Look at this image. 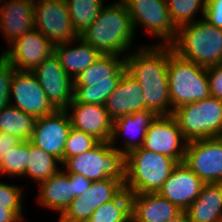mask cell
<instances>
[{
    "mask_svg": "<svg viewBox=\"0 0 222 222\" xmlns=\"http://www.w3.org/2000/svg\"><path fill=\"white\" fill-rule=\"evenodd\" d=\"M138 49L126 54L125 64L127 72L143 89L145 107L155 116L172 114L168 84L169 45H148Z\"/></svg>",
    "mask_w": 222,
    "mask_h": 222,
    "instance_id": "1",
    "label": "cell"
},
{
    "mask_svg": "<svg viewBox=\"0 0 222 222\" xmlns=\"http://www.w3.org/2000/svg\"><path fill=\"white\" fill-rule=\"evenodd\" d=\"M113 3L103 7L80 37L102 55L126 56L136 32L124 2Z\"/></svg>",
    "mask_w": 222,
    "mask_h": 222,
    "instance_id": "2",
    "label": "cell"
},
{
    "mask_svg": "<svg viewBox=\"0 0 222 222\" xmlns=\"http://www.w3.org/2000/svg\"><path fill=\"white\" fill-rule=\"evenodd\" d=\"M126 71L125 56L101 54L74 79L73 100L76 103L105 105Z\"/></svg>",
    "mask_w": 222,
    "mask_h": 222,
    "instance_id": "3",
    "label": "cell"
},
{
    "mask_svg": "<svg viewBox=\"0 0 222 222\" xmlns=\"http://www.w3.org/2000/svg\"><path fill=\"white\" fill-rule=\"evenodd\" d=\"M170 46L178 56L204 68L222 63V29L203 18L178 27Z\"/></svg>",
    "mask_w": 222,
    "mask_h": 222,
    "instance_id": "4",
    "label": "cell"
},
{
    "mask_svg": "<svg viewBox=\"0 0 222 222\" xmlns=\"http://www.w3.org/2000/svg\"><path fill=\"white\" fill-rule=\"evenodd\" d=\"M124 187L130 194L158 193L178 162L138 147L125 155Z\"/></svg>",
    "mask_w": 222,
    "mask_h": 222,
    "instance_id": "5",
    "label": "cell"
},
{
    "mask_svg": "<svg viewBox=\"0 0 222 222\" xmlns=\"http://www.w3.org/2000/svg\"><path fill=\"white\" fill-rule=\"evenodd\" d=\"M168 84L172 114L182 105L211 96L206 68L178 56L171 46H169Z\"/></svg>",
    "mask_w": 222,
    "mask_h": 222,
    "instance_id": "6",
    "label": "cell"
},
{
    "mask_svg": "<svg viewBox=\"0 0 222 222\" xmlns=\"http://www.w3.org/2000/svg\"><path fill=\"white\" fill-rule=\"evenodd\" d=\"M61 166L66 173L81 174L91 181L125 180V154L112 147L110 141H99L87 152L67 158Z\"/></svg>",
    "mask_w": 222,
    "mask_h": 222,
    "instance_id": "7",
    "label": "cell"
},
{
    "mask_svg": "<svg viewBox=\"0 0 222 222\" xmlns=\"http://www.w3.org/2000/svg\"><path fill=\"white\" fill-rule=\"evenodd\" d=\"M173 116L188 141L222 136V100L209 96L182 105Z\"/></svg>",
    "mask_w": 222,
    "mask_h": 222,
    "instance_id": "8",
    "label": "cell"
},
{
    "mask_svg": "<svg viewBox=\"0 0 222 222\" xmlns=\"http://www.w3.org/2000/svg\"><path fill=\"white\" fill-rule=\"evenodd\" d=\"M122 1L127 7L134 30L138 25L143 26L146 32L162 39V45L170 46L175 41L178 28L170 17L166 0Z\"/></svg>",
    "mask_w": 222,
    "mask_h": 222,
    "instance_id": "9",
    "label": "cell"
},
{
    "mask_svg": "<svg viewBox=\"0 0 222 222\" xmlns=\"http://www.w3.org/2000/svg\"><path fill=\"white\" fill-rule=\"evenodd\" d=\"M34 26L54 45L80 37L70 20L65 0H35Z\"/></svg>",
    "mask_w": 222,
    "mask_h": 222,
    "instance_id": "10",
    "label": "cell"
},
{
    "mask_svg": "<svg viewBox=\"0 0 222 222\" xmlns=\"http://www.w3.org/2000/svg\"><path fill=\"white\" fill-rule=\"evenodd\" d=\"M188 140L173 114L155 116L147 129L142 147L155 153L184 161Z\"/></svg>",
    "mask_w": 222,
    "mask_h": 222,
    "instance_id": "11",
    "label": "cell"
},
{
    "mask_svg": "<svg viewBox=\"0 0 222 222\" xmlns=\"http://www.w3.org/2000/svg\"><path fill=\"white\" fill-rule=\"evenodd\" d=\"M183 162L204 183H222V136L188 141Z\"/></svg>",
    "mask_w": 222,
    "mask_h": 222,
    "instance_id": "12",
    "label": "cell"
},
{
    "mask_svg": "<svg viewBox=\"0 0 222 222\" xmlns=\"http://www.w3.org/2000/svg\"><path fill=\"white\" fill-rule=\"evenodd\" d=\"M10 104L35 118L56 110L32 71L16 70L12 78Z\"/></svg>",
    "mask_w": 222,
    "mask_h": 222,
    "instance_id": "13",
    "label": "cell"
},
{
    "mask_svg": "<svg viewBox=\"0 0 222 222\" xmlns=\"http://www.w3.org/2000/svg\"><path fill=\"white\" fill-rule=\"evenodd\" d=\"M32 72L52 106L56 110H66L73 101L74 80L65 72L55 54L42 61Z\"/></svg>",
    "mask_w": 222,
    "mask_h": 222,
    "instance_id": "14",
    "label": "cell"
},
{
    "mask_svg": "<svg viewBox=\"0 0 222 222\" xmlns=\"http://www.w3.org/2000/svg\"><path fill=\"white\" fill-rule=\"evenodd\" d=\"M125 180L106 178L92 181L90 188L81 196L75 197L66 210L59 216V221H78L90 219L92 213L103 203L116 198L124 189Z\"/></svg>",
    "mask_w": 222,
    "mask_h": 222,
    "instance_id": "15",
    "label": "cell"
},
{
    "mask_svg": "<svg viewBox=\"0 0 222 222\" xmlns=\"http://www.w3.org/2000/svg\"><path fill=\"white\" fill-rule=\"evenodd\" d=\"M2 53L16 70L33 71L54 53V44L38 30L33 29L17 38Z\"/></svg>",
    "mask_w": 222,
    "mask_h": 222,
    "instance_id": "16",
    "label": "cell"
},
{
    "mask_svg": "<svg viewBox=\"0 0 222 222\" xmlns=\"http://www.w3.org/2000/svg\"><path fill=\"white\" fill-rule=\"evenodd\" d=\"M71 126L67 110H55L37 118L30 142L64 162V146Z\"/></svg>",
    "mask_w": 222,
    "mask_h": 222,
    "instance_id": "17",
    "label": "cell"
},
{
    "mask_svg": "<svg viewBox=\"0 0 222 222\" xmlns=\"http://www.w3.org/2000/svg\"><path fill=\"white\" fill-rule=\"evenodd\" d=\"M205 183L184 162L178 163L158 193L185 211L199 196Z\"/></svg>",
    "mask_w": 222,
    "mask_h": 222,
    "instance_id": "18",
    "label": "cell"
},
{
    "mask_svg": "<svg viewBox=\"0 0 222 222\" xmlns=\"http://www.w3.org/2000/svg\"><path fill=\"white\" fill-rule=\"evenodd\" d=\"M66 110L73 111L71 114L68 112L72 128L90 134L98 141H110L113 120L105 105L76 103L73 100Z\"/></svg>",
    "mask_w": 222,
    "mask_h": 222,
    "instance_id": "19",
    "label": "cell"
},
{
    "mask_svg": "<svg viewBox=\"0 0 222 222\" xmlns=\"http://www.w3.org/2000/svg\"><path fill=\"white\" fill-rule=\"evenodd\" d=\"M0 0V32L9 44L35 29V0ZM3 2V4H1Z\"/></svg>",
    "mask_w": 222,
    "mask_h": 222,
    "instance_id": "20",
    "label": "cell"
},
{
    "mask_svg": "<svg viewBox=\"0 0 222 222\" xmlns=\"http://www.w3.org/2000/svg\"><path fill=\"white\" fill-rule=\"evenodd\" d=\"M105 108L113 121L123 115L148 110L143 89L129 72L122 75L116 89L108 96Z\"/></svg>",
    "mask_w": 222,
    "mask_h": 222,
    "instance_id": "21",
    "label": "cell"
},
{
    "mask_svg": "<svg viewBox=\"0 0 222 222\" xmlns=\"http://www.w3.org/2000/svg\"><path fill=\"white\" fill-rule=\"evenodd\" d=\"M182 212L159 193L131 194L133 222H167Z\"/></svg>",
    "mask_w": 222,
    "mask_h": 222,
    "instance_id": "22",
    "label": "cell"
},
{
    "mask_svg": "<svg viewBox=\"0 0 222 222\" xmlns=\"http://www.w3.org/2000/svg\"><path fill=\"white\" fill-rule=\"evenodd\" d=\"M154 117L155 115L151 111L143 110L116 118L113 121L112 136L110 138L111 146L118 148L125 155L133 149L142 147L148 126ZM119 135L120 137H122L121 135L126 136L125 141L122 142L124 146L120 148L116 146ZM134 135H136L135 138Z\"/></svg>",
    "mask_w": 222,
    "mask_h": 222,
    "instance_id": "23",
    "label": "cell"
},
{
    "mask_svg": "<svg viewBox=\"0 0 222 222\" xmlns=\"http://www.w3.org/2000/svg\"><path fill=\"white\" fill-rule=\"evenodd\" d=\"M78 43L76 46L73 43ZM73 45V46H72ZM72 46V47H70ZM54 54L65 72L74 80L83 70L92 65L100 53L81 37L76 40L54 45Z\"/></svg>",
    "mask_w": 222,
    "mask_h": 222,
    "instance_id": "24",
    "label": "cell"
},
{
    "mask_svg": "<svg viewBox=\"0 0 222 222\" xmlns=\"http://www.w3.org/2000/svg\"><path fill=\"white\" fill-rule=\"evenodd\" d=\"M37 201L41 206L56 210L60 215L66 210L73 198L70 174L59 170L46 181L39 184Z\"/></svg>",
    "mask_w": 222,
    "mask_h": 222,
    "instance_id": "25",
    "label": "cell"
},
{
    "mask_svg": "<svg viewBox=\"0 0 222 222\" xmlns=\"http://www.w3.org/2000/svg\"><path fill=\"white\" fill-rule=\"evenodd\" d=\"M185 212L190 222H222V183H205Z\"/></svg>",
    "mask_w": 222,
    "mask_h": 222,
    "instance_id": "26",
    "label": "cell"
},
{
    "mask_svg": "<svg viewBox=\"0 0 222 222\" xmlns=\"http://www.w3.org/2000/svg\"><path fill=\"white\" fill-rule=\"evenodd\" d=\"M37 118L9 104L0 110V132L30 140Z\"/></svg>",
    "mask_w": 222,
    "mask_h": 222,
    "instance_id": "27",
    "label": "cell"
},
{
    "mask_svg": "<svg viewBox=\"0 0 222 222\" xmlns=\"http://www.w3.org/2000/svg\"><path fill=\"white\" fill-rule=\"evenodd\" d=\"M60 164L61 162L56 157L46 153L43 149L29 141V155L26 174L24 175L25 178L28 176L36 184H40L56 174L60 170L58 167Z\"/></svg>",
    "mask_w": 222,
    "mask_h": 222,
    "instance_id": "28",
    "label": "cell"
},
{
    "mask_svg": "<svg viewBox=\"0 0 222 222\" xmlns=\"http://www.w3.org/2000/svg\"><path fill=\"white\" fill-rule=\"evenodd\" d=\"M93 222H129L131 220V194L124 189L113 200L100 205L91 215Z\"/></svg>",
    "mask_w": 222,
    "mask_h": 222,
    "instance_id": "29",
    "label": "cell"
},
{
    "mask_svg": "<svg viewBox=\"0 0 222 222\" xmlns=\"http://www.w3.org/2000/svg\"><path fill=\"white\" fill-rule=\"evenodd\" d=\"M70 20L80 36L104 7V0H65Z\"/></svg>",
    "mask_w": 222,
    "mask_h": 222,
    "instance_id": "30",
    "label": "cell"
},
{
    "mask_svg": "<svg viewBox=\"0 0 222 222\" xmlns=\"http://www.w3.org/2000/svg\"><path fill=\"white\" fill-rule=\"evenodd\" d=\"M166 4L170 17L178 28L182 25L196 22L197 19L194 20L193 18L200 9L204 17L206 0H166Z\"/></svg>",
    "mask_w": 222,
    "mask_h": 222,
    "instance_id": "31",
    "label": "cell"
},
{
    "mask_svg": "<svg viewBox=\"0 0 222 222\" xmlns=\"http://www.w3.org/2000/svg\"><path fill=\"white\" fill-rule=\"evenodd\" d=\"M29 155V140H23L16 147L6 153L0 162V173L6 176H21L26 174Z\"/></svg>",
    "mask_w": 222,
    "mask_h": 222,
    "instance_id": "32",
    "label": "cell"
},
{
    "mask_svg": "<svg viewBox=\"0 0 222 222\" xmlns=\"http://www.w3.org/2000/svg\"><path fill=\"white\" fill-rule=\"evenodd\" d=\"M98 142L92 135L71 128L64 146V161L67 158L87 152Z\"/></svg>",
    "mask_w": 222,
    "mask_h": 222,
    "instance_id": "33",
    "label": "cell"
},
{
    "mask_svg": "<svg viewBox=\"0 0 222 222\" xmlns=\"http://www.w3.org/2000/svg\"><path fill=\"white\" fill-rule=\"evenodd\" d=\"M16 69L2 56H0V110L10 104V90L12 78Z\"/></svg>",
    "mask_w": 222,
    "mask_h": 222,
    "instance_id": "34",
    "label": "cell"
},
{
    "mask_svg": "<svg viewBox=\"0 0 222 222\" xmlns=\"http://www.w3.org/2000/svg\"><path fill=\"white\" fill-rule=\"evenodd\" d=\"M23 189L0 181V206L8 209H23Z\"/></svg>",
    "mask_w": 222,
    "mask_h": 222,
    "instance_id": "35",
    "label": "cell"
},
{
    "mask_svg": "<svg viewBox=\"0 0 222 222\" xmlns=\"http://www.w3.org/2000/svg\"><path fill=\"white\" fill-rule=\"evenodd\" d=\"M210 95L222 100V63L206 68Z\"/></svg>",
    "mask_w": 222,
    "mask_h": 222,
    "instance_id": "36",
    "label": "cell"
},
{
    "mask_svg": "<svg viewBox=\"0 0 222 222\" xmlns=\"http://www.w3.org/2000/svg\"><path fill=\"white\" fill-rule=\"evenodd\" d=\"M203 19L222 29V0H206Z\"/></svg>",
    "mask_w": 222,
    "mask_h": 222,
    "instance_id": "37",
    "label": "cell"
},
{
    "mask_svg": "<svg viewBox=\"0 0 222 222\" xmlns=\"http://www.w3.org/2000/svg\"><path fill=\"white\" fill-rule=\"evenodd\" d=\"M23 140L12 134L0 132V162L6 153L20 144Z\"/></svg>",
    "mask_w": 222,
    "mask_h": 222,
    "instance_id": "38",
    "label": "cell"
},
{
    "mask_svg": "<svg viewBox=\"0 0 222 222\" xmlns=\"http://www.w3.org/2000/svg\"><path fill=\"white\" fill-rule=\"evenodd\" d=\"M70 184L73 188V198H75L81 196L85 190L90 188L92 181L81 174H70Z\"/></svg>",
    "mask_w": 222,
    "mask_h": 222,
    "instance_id": "39",
    "label": "cell"
},
{
    "mask_svg": "<svg viewBox=\"0 0 222 222\" xmlns=\"http://www.w3.org/2000/svg\"><path fill=\"white\" fill-rule=\"evenodd\" d=\"M23 209H8L0 206V222H22Z\"/></svg>",
    "mask_w": 222,
    "mask_h": 222,
    "instance_id": "40",
    "label": "cell"
},
{
    "mask_svg": "<svg viewBox=\"0 0 222 222\" xmlns=\"http://www.w3.org/2000/svg\"><path fill=\"white\" fill-rule=\"evenodd\" d=\"M167 222H190L188 215L185 211H182L179 215H177L175 218L171 219Z\"/></svg>",
    "mask_w": 222,
    "mask_h": 222,
    "instance_id": "41",
    "label": "cell"
},
{
    "mask_svg": "<svg viewBox=\"0 0 222 222\" xmlns=\"http://www.w3.org/2000/svg\"><path fill=\"white\" fill-rule=\"evenodd\" d=\"M58 222H93L91 219L78 220V221H58Z\"/></svg>",
    "mask_w": 222,
    "mask_h": 222,
    "instance_id": "42",
    "label": "cell"
}]
</instances>
